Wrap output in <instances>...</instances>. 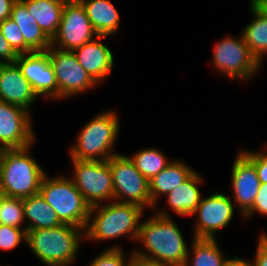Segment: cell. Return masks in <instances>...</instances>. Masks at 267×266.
<instances>
[{
	"mask_svg": "<svg viewBox=\"0 0 267 266\" xmlns=\"http://www.w3.org/2000/svg\"><path fill=\"white\" fill-rule=\"evenodd\" d=\"M137 241L147 251L135 249V254L172 266H184L190 253L181 231L165 209L140 223Z\"/></svg>",
	"mask_w": 267,
	"mask_h": 266,
	"instance_id": "6da1fadb",
	"label": "cell"
},
{
	"mask_svg": "<svg viewBox=\"0 0 267 266\" xmlns=\"http://www.w3.org/2000/svg\"><path fill=\"white\" fill-rule=\"evenodd\" d=\"M143 212L144 208L141 206L114 200L106 205L101 206L100 203L92 206L85 227V238L97 241L112 240L128 234L130 239L137 241Z\"/></svg>",
	"mask_w": 267,
	"mask_h": 266,
	"instance_id": "7a4b0ae2",
	"label": "cell"
},
{
	"mask_svg": "<svg viewBox=\"0 0 267 266\" xmlns=\"http://www.w3.org/2000/svg\"><path fill=\"white\" fill-rule=\"evenodd\" d=\"M85 238V229L61 224L57 227L27 231L26 243L48 266H70Z\"/></svg>",
	"mask_w": 267,
	"mask_h": 266,
	"instance_id": "3957f363",
	"label": "cell"
},
{
	"mask_svg": "<svg viewBox=\"0 0 267 266\" xmlns=\"http://www.w3.org/2000/svg\"><path fill=\"white\" fill-rule=\"evenodd\" d=\"M30 148L4 151L0 167V190L4 196L24 199L39 193L47 173L31 157Z\"/></svg>",
	"mask_w": 267,
	"mask_h": 266,
	"instance_id": "277c9868",
	"label": "cell"
},
{
	"mask_svg": "<svg viewBox=\"0 0 267 266\" xmlns=\"http://www.w3.org/2000/svg\"><path fill=\"white\" fill-rule=\"evenodd\" d=\"M117 116L114 111L107 110L86 123L70 148L71 159L107 161L119 154L112 149L120 129Z\"/></svg>",
	"mask_w": 267,
	"mask_h": 266,
	"instance_id": "5b68a950",
	"label": "cell"
},
{
	"mask_svg": "<svg viewBox=\"0 0 267 266\" xmlns=\"http://www.w3.org/2000/svg\"><path fill=\"white\" fill-rule=\"evenodd\" d=\"M42 180L39 193L54 209L62 224L85 229L91 206L69 177L48 178Z\"/></svg>",
	"mask_w": 267,
	"mask_h": 266,
	"instance_id": "8992f818",
	"label": "cell"
},
{
	"mask_svg": "<svg viewBox=\"0 0 267 266\" xmlns=\"http://www.w3.org/2000/svg\"><path fill=\"white\" fill-rule=\"evenodd\" d=\"M108 164L115 201L136 204L144 209L148 207L155 209L151 203L149 180L138 171L129 156L116 154L108 160Z\"/></svg>",
	"mask_w": 267,
	"mask_h": 266,
	"instance_id": "52a82bcc",
	"label": "cell"
},
{
	"mask_svg": "<svg viewBox=\"0 0 267 266\" xmlns=\"http://www.w3.org/2000/svg\"><path fill=\"white\" fill-rule=\"evenodd\" d=\"M74 185L92 207L103 200H114V187L107 161L72 159Z\"/></svg>",
	"mask_w": 267,
	"mask_h": 266,
	"instance_id": "ba28073f",
	"label": "cell"
},
{
	"mask_svg": "<svg viewBox=\"0 0 267 266\" xmlns=\"http://www.w3.org/2000/svg\"><path fill=\"white\" fill-rule=\"evenodd\" d=\"M241 37H227L215 45L213 65L217 71L234 79L247 80L255 75L261 64L251 54L241 33Z\"/></svg>",
	"mask_w": 267,
	"mask_h": 266,
	"instance_id": "9c48e42d",
	"label": "cell"
},
{
	"mask_svg": "<svg viewBox=\"0 0 267 266\" xmlns=\"http://www.w3.org/2000/svg\"><path fill=\"white\" fill-rule=\"evenodd\" d=\"M99 36L94 30L86 10L79 0H67L63 7L62 19L51 46L73 51Z\"/></svg>",
	"mask_w": 267,
	"mask_h": 266,
	"instance_id": "30bf717a",
	"label": "cell"
},
{
	"mask_svg": "<svg viewBox=\"0 0 267 266\" xmlns=\"http://www.w3.org/2000/svg\"><path fill=\"white\" fill-rule=\"evenodd\" d=\"M58 86V99L79 95L98 85L78 63L73 51L50 47L47 50Z\"/></svg>",
	"mask_w": 267,
	"mask_h": 266,
	"instance_id": "8fae6325",
	"label": "cell"
},
{
	"mask_svg": "<svg viewBox=\"0 0 267 266\" xmlns=\"http://www.w3.org/2000/svg\"><path fill=\"white\" fill-rule=\"evenodd\" d=\"M30 111L0 100V145L5 149L32 146L35 134Z\"/></svg>",
	"mask_w": 267,
	"mask_h": 266,
	"instance_id": "7c38bea8",
	"label": "cell"
},
{
	"mask_svg": "<svg viewBox=\"0 0 267 266\" xmlns=\"http://www.w3.org/2000/svg\"><path fill=\"white\" fill-rule=\"evenodd\" d=\"M234 202L223 193H214L201 198L194 237L196 239H216V232L230 224L234 214Z\"/></svg>",
	"mask_w": 267,
	"mask_h": 266,
	"instance_id": "4fadbf2b",
	"label": "cell"
},
{
	"mask_svg": "<svg viewBox=\"0 0 267 266\" xmlns=\"http://www.w3.org/2000/svg\"><path fill=\"white\" fill-rule=\"evenodd\" d=\"M15 63L37 96L58 99V86L47 51L20 54Z\"/></svg>",
	"mask_w": 267,
	"mask_h": 266,
	"instance_id": "5bb4252c",
	"label": "cell"
},
{
	"mask_svg": "<svg viewBox=\"0 0 267 266\" xmlns=\"http://www.w3.org/2000/svg\"><path fill=\"white\" fill-rule=\"evenodd\" d=\"M231 180L234 205L244 215L253 206L261 183L255 165L241 151L233 163Z\"/></svg>",
	"mask_w": 267,
	"mask_h": 266,
	"instance_id": "9a60e30c",
	"label": "cell"
},
{
	"mask_svg": "<svg viewBox=\"0 0 267 266\" xmlns=\"http://www.w3.org/2000/svg\"><path fill=\"white\" fill-rule=\"evenodd\" d=\"M37 94L16 63L0 64V100L30 111Z\"/></svg>",
	"mask_w": 267,
	"mask_h": 266,
	"instance_id": "2e32d148",
	"label": "cell"
},
{
	"mask_svg": "<svg viewBox=\"0 0 267 266\" xmlns=\"http://www.w3.org/2000/svg\"><path fill=\"white\" fill-rule=\"evenodd\" d=\"M105 37L99 35L73 50L78 63L97 84L109 75L114 64L111 50L101 42Z\"/></svg>",
	"mask_w": 267,
	"mask_h": 266,
	"instance_id": "e0dca14e",
	"label": "cell"
},
{
	"mask_svg": "<svg viewBox=\"0 0 267 266\" xmlns=\"http://www.w3.org/2000/svg\"><path fill=\"white\" fill-rule=\"evenodd\" d=\"M10 18L18 25L23 34L25 53L47 51L51 47V39L39 27L21 0L13 3Z\"/></svg>",
	"mask_w": 267,
	"mask_h": 266,
	"instance_id": "ac0fdd59",
	"label": "cell"
},
{
	"mask_svg": "<svg viewBox=\"0 0 267 266\" xmlns=\"http://www.w3.org/2000/svg\"><path fill=\"white\" fill-rule=\"evenodd\" d=\"M195 171L182 161H172L166 168L161 170L155 177L149 180L151 203L158 205V198L167 195L180 184L185 182Z\"/></svg>",
	"mask_w": 267,
	"mask_h": 266,
	"instance_id": "d6986e66",
	"label": "cell"
},
{
	"mask_svg": "<svg viewBox=\"0 0 267 266\" xmlns=\"http://www.w3.org/2000/svg\"><path fill=\"white\" fill-rule=\"evenodd\" d=\"M201 183L202 178L195 171L185 182L166 195L170 208L182 216L195 214L202 198L197 186Z\"/></svg>",
	"mask_w": 267,
	"mask_h": 266,
	"instance_id": "ffe728a7",
	"label": "cell"
},
{
	"mask_svg": "<svg viewBox=\"0 0 267 266\" xmlns=\"http://www.w3.org/2000/svg\"><path fill=\"white\" fill-rule=\"evenodd\" d=\"M39 27L52 40L57 34L67 0H21Z\"/></svg>",
	"mask_w": 267,
	"mask_h": 266,
	"instance_id": "44dd1931",
	"label": "cell"
},
{
	"mask_svg": "<svg viewBox=\"0 0 267 266\" xmlns=\"http://www.w3.org/2000/svg\"><path fill=\"white\" fill-rule=\"evenodd\" d=\"M84 6L91 24L100 36L114 34L120 25L117 9L109 0H79Z\"/></svg>",
	"mask_w": 267,
	"mask_h": 266,
	"instance_id": "7402d4cb",
	"label": "cell"
},
{
	"mask_svg": "<svg viewBox=\"0 0 267 266\" xmlns=\"http://www.w3.org/2000/svg\"><path fill=\"white\" fill-rule=\"evenodd\" d=\"M23 208L24 219L29 221L26 231L53 228L62 224L54 209L40 193L24 198Z\"/></svg>",
	"mask_w": 267,
	"mask_h": 266,
	"instance_id": "603a6c76",
	"label": "cell"
},
{
	"mask_svg": "<svg viewBox=\"0 0 267 266\" xmlns=\"http://www.w3.org/2000/svg\"><path fill=\"white\" fill-rule=\"evenodd\" d=\"M254 20L242 32L251 54L262 64L267 54V15L250 2Z\"/></svg>",
	"mask_w": 267,
	"mask_h": 266,
	"instance_id": "cb8c5ba5",
	"label": "cell"
},
{
	"mask_svg": "<svg viewBox=\"0 0 267 266\" xmlns=\"http://www.w3.org/2000/svg\"><path fill=\"white\" fill-rule=\"evenodd\" d=\"M192 247V263L189 260L190 254H188L184 266H223L228 260L220 251L221 249L219 248L216 239L193 238Z\"/></svg>",
	"mask_w": 267,
	"mask_h": 266,
	"instance_id": "d4e9b609",
	"label": "cell"
},
{
	"mask_svg": "<svg viewBox=\"0 0 267 266\" xmlns=\"http://www.w3.org/2000/svg\"><path fill=\"white\" fill-rule=\"evenodd\" d=\"M129 158L138 171L148 180H151L172 162L157 148H146L139 152L137 151Z\"/></svg>",
	"mask_w": 267,
	"mask_h": 266,
	"instance_id": "484cf974",
	"label": "cell"
},
{
	"mask_svg": "<svg viewBox=\"0 0 267 266\" xmlns=\"http://www.w3.org/2000/svg\"><path fill=\"white\" fill-rule=\"evenodd\" d=\"M23 220V199L3 196L0 200V224L21 228Z\"/></svg>",
	"mask_w": 267,
	"mask_h": 266,
	"instance_id": "4316f807",
	"label": "cell"
},
{
	"mask_svg": "<svg viewBox=\"0 0 267 266\" xmlns=\"http://www.w3.org/2000/svg\"><path fill=\"white\" fill-rule=\"evenodd\" d=\"M0 29L2 36L9 42L13 50L18 55L25 54V41L18 25L11 18H7L0 22Z\"/></svg>",
	"mask_w": 267,
	"mask_h": 266,
	"instance_id": "83f0119b",
	"label": "cell"
},
{
	"mask_svg": "<svg viewBox=\"0 0 267 266\" xmlns=\"http://www.w3.org/2000/svg\"><path fill=\"white\" fill-rule=\"evenodd\" d=\"M27 240L26 228H16L0 224V249L11 250L16 248L21 241Z\"/></svg>",
	"mask_w": 267,
	"mask_h": 266,
	"instance_id": "f1b7e54d",
	"label": "cell"
},
{
	"mask_svg": "<svg viewBox=\"0 0 267 266\" xmlns=\"http://www.w3.org/2000/svg\"><path fill=\"white\" fill-rule=\"evenodd\" d=\"M123 253L119 246H110L96 256L88 266H129L130 259L126 261Z\"/></svg>",
	"mask_w": 267,
	"mask_h": 266,
	"instance_id": "f546056e",
	"label": "cell"
},
{
	"mask_svg": "<svg viewBox=\"0 0 267 266\" xmlns=\"http://www.w3.org/2000/svg\"><path fill=\"white\" fill-rule=\"evenodd\" d=\"M241 152L255 165L260 183H267V153L250 152L244 149Z\"/></svg>",
	"mask_w": 267,
	"mask_h": 266,
	"instance_id": "4dcf8cb0",
	"label": "cell"
},
{
	"mask_svg": "<svg viewBox=\"0 0 267 266\" xmlns=\"http://www.w3.org/2000/svg\"><path fill=\"white\" fill-rule=\"evenodd\" d=\"M255 212L267 215V183L260 184L253 206L243 215V217L249 218Z\"/></svg>",
	"mask_w": 267,
	"mask_h": 266,
	"instance_id": "1f68e13d",
	"label": "cell"
},
{
	"mask_svg": "<svg viewBox=\"0 0 267 266\" xmlns=\"http://www.w3.org/2000/svg\"><path fill=\"white\" fill-rule=\"evenodd\" d=\"M18 54L13 50L8 41L2 36L0 29V64L15 63Z\"/></svg>",
	"mask_w": 267,
	"mask_h": 266,
	"instance_id": "d6a6232c",
	"label": "cell"
},
{
	"mask_svg": "<svg viewBox=\"0 0 267 266\" xmlns=\"http://www.w3.org/2000/svg\"><path fill=\"white\" fill-rule=\"evenodd\" d=\"M258 242L256 257L249 266H267V239L261 235Z\"/></svg>",
	"mask_w": 267,
	"mask_h": 266,
	"instance_id": "836d02e7",
	"label": "cell"
},
{
	"mask_svg": "<svg viewBox=\"0 0 267 266\" xmlns=\"http://www.w3.org/2000/svg\"><path fill=\"white\" fill-rule=\"evenodd\" d=\"M130 256L129 266H172L166 262L140 256L134 252Z\"/></svg>",
	"mask_w": 267,
	"mask_h": 266,
	"instance_id": "e575fe53",
	"label": "cell"
},
{
	"mask_svg": "<svg viewBox=\"0 0 267 266\" xmlns=\"http://www.w3.org/2000/svg\"><path fill=\"white\" fill-rule=\"evenodd\" d=\"M16 0H0V22L10 18L13 3Z\"/></svg>",
	"mask_w": 267,
	"mask_h": 266,
	"instance_id": "d590c367",
	"label": "cell"
},
{
	"mask_svg": "<svg viewBox=\"0 0 267 266\" xmlns=\"http://www.w3.org/2000/svg\"><path fill=\"white\" fill-rule=\"evenodd\" d=\"M223 266H249V261L243 260L239 257L228 258Z\"/></svg>",
	"mask_w": 267,
	"mask_h": 266,
	"instance_id": "8d00e7d4",
	"label": "cell"
},
{
	"mask_svg": "<svg viewBox=\"0 0 267 266\" xmlns=\"http://www.w3.org/2000/svg\"><path fill=\"white\" fill-rule=\"evenodd\" d=\"M251 2L267 15V0H251Z\"/></svg>",
	"mask_w": 267,
	"mask_h": 266,
	"instance_id": "74e56055",
	"label": "cell"
},
{
	"mask_svg": "<svg viewBox=\"0 0 267 266\" xmlns=\"http://www.w3.org/2000/svg\"><path fill=\"white\" fill-rule=\"evenodd\" d=\"M5 150L6 149L3 146L0 145V167H1V161H2V157H3V154H4Z\"/></svg>",
	"mask_w": 267,
	"mask_h": 266,
	"instance_id": "f35d334b",
	"label": "cell"
},
{
	"mask_svg": "<svg viewBox=\"0 0 267 266\" xmlns=\"http://www.w3.org/2000/svg\"><path fill=\"white\" fill-rule=\"evenodd\" d=\"M3 196H4V194H3L2 191L0 190V200L2 199Z\"/></svg>",
	"mask_w": 267,
	"mask_h": 266,
	"instance_id": "ab89813d",
	"label": "cell"
}]
</instances>
